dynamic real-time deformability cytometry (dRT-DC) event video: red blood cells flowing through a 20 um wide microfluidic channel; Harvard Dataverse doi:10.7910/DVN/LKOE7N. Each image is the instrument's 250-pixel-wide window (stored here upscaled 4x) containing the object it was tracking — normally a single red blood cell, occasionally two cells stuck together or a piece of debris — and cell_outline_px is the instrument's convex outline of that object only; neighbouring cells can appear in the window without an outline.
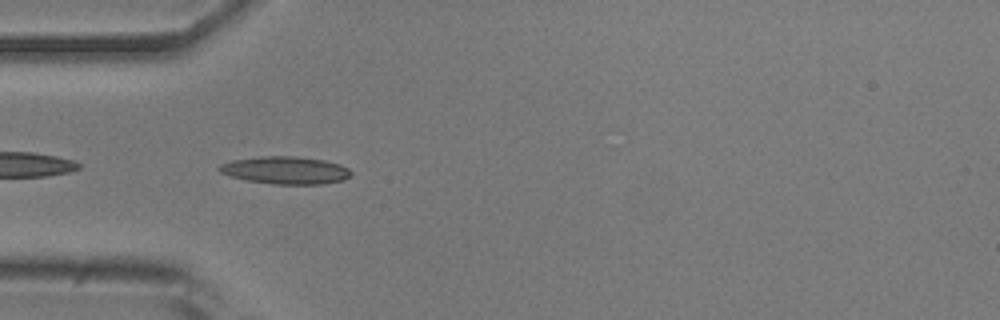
{"species": "common noctule bat (a hibernating species)", "species_latin": "Nyctalus noctula", "temperature_condition": "room temperature", "stored_images_in_passage": 38, "camera_frame_rate_fps": 3000, "um_per_image_px": 0.085, "animal": {"sex": "male", "body_mass_g": 20.5, "forearm_length_mm": 52.5}, "frame": {"image": 1, "passage_image": 2, "time_ms": 0.333, "image_size_px": [1000, 320], "cell_outline_px": [[352, 176], [344, 180], [324, 184], [272, 184], [244, 180], [220, 172], [216, 168], [220, 164], [232, 160], [260, 156], [292, 156], [324, 160], [340, 164], [348, 168], [352, 172]], "centroid_in_image_um": [24.28, 14.47], "position_along_channel_um": 60.7, "area_um2": 21.33}}
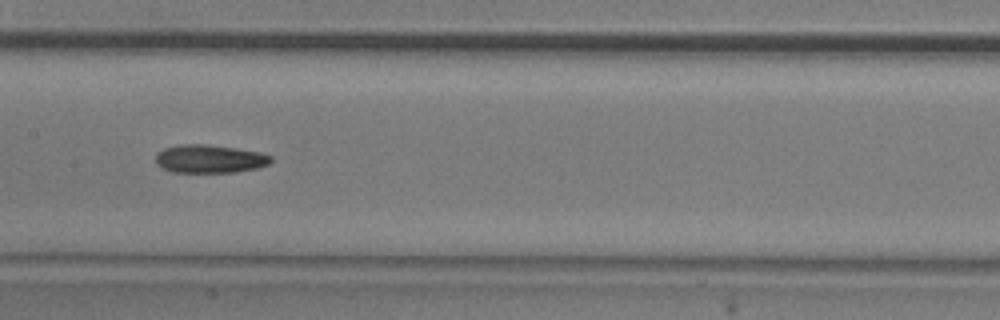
{"frame": {"image": 2, "passage_image": 12, "time_ms": 3.667, "image_size_px": [1000, 320], "cell_outline_px": [[272, 160], [268, 164], [256, 168], [236, 172], [172, 172], [160, 168], [156, 164], [156, 152], [164, 148], [180, 144], [204, 144], [236, 148], [260, 152], [272, 156]], "centroid_in_image_um": [17.78, 13.5], "position_along_channel_um": 189.6, "area_um2": 19.07}}
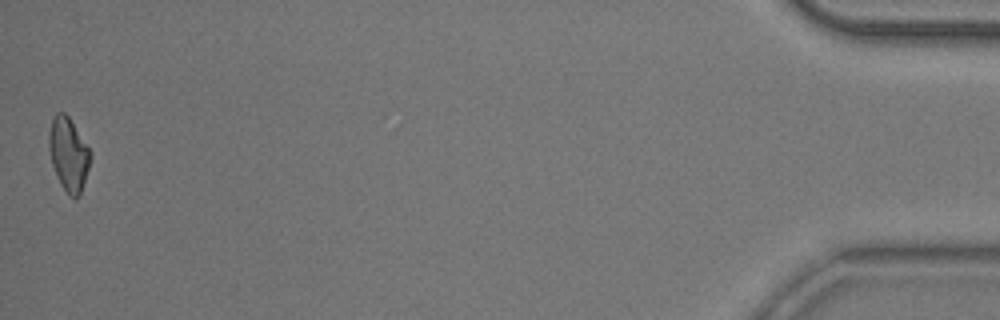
{"frame": {"image": 3, "passage_image": 38, "time_ms": 12.333, "image_size_px": [1000, 320], "cell_outline_px": [[92, 156], [80, 192], [76, 200], [68, 196], [60, 184], [52, 164], [48, 148], [48, 132], [52, 120], [56, 112], [64, 112], [68, 116], [88, 148]], "centroid_in_image_um": [5.79, 13.12], "position_along_channel_um": 429.4, "area_um2": 17.51}}